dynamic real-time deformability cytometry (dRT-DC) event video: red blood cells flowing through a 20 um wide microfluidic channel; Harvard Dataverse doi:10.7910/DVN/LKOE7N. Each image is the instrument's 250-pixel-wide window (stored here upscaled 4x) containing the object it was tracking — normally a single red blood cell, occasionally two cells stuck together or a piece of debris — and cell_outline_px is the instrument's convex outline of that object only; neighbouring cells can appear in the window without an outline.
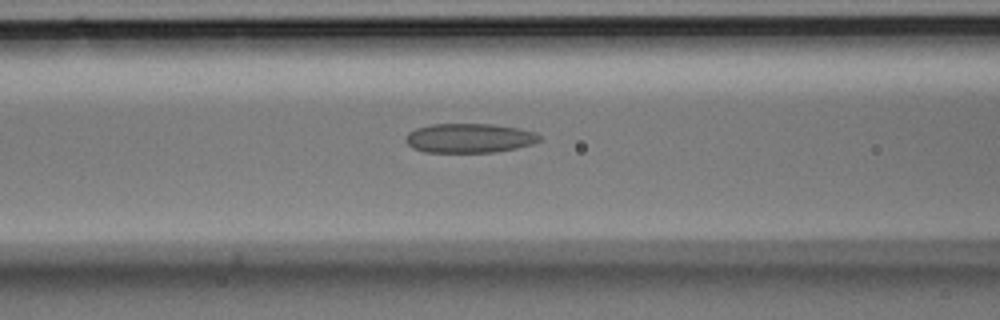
{"species": "Egyptian fruit bat (a non-hibernating species)", "species_latin": "Rousettus aegyptiacus", "temperature_condition": "room temperature", "stored_images_in_passage": 45, "camera_frame_rate_fps": 3000, "um_per_image_px": 0.085, "animal": {"sex": "male"}, "frame": {"image": 1, "passage_image": 18, "time_ms": 5.667, "image_size_px": [1000, 320], "cell_outline_px": [[540, 140], [532, 144], [516, 148], [496, 152], [424, 152], [412, 148], [404, 140], [404, 136], [408, 132], [416, 128], [432, 124], [492, 124], [520, 128], [536, 132], [540, 136]], "centroid_in_image_um": [39.87, 11.74], "position_along_channel_um": 126.7, "area_um2": 23.06}}
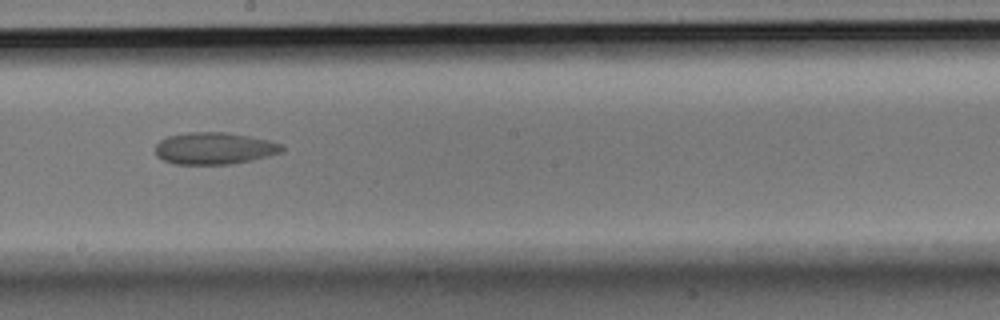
{"frame": {"image": 2, "passage_image": 25, "time_ms": 8.0, "image_size_px": [1000, 320], "cell_outline_px": [[284, 148], [280, 152], [268, 156], [252, 160], [232, 164], [176, 164], [164, 160], [156, 156], [156, 144], [160, 140], [168, 136], [188, 132], [228, 132], [268, 140], [280, 144]], "centroid_in_image_um": [18.19, 12.61], "position_along_channel_um": 230.0, "area_um2": 23.47}}
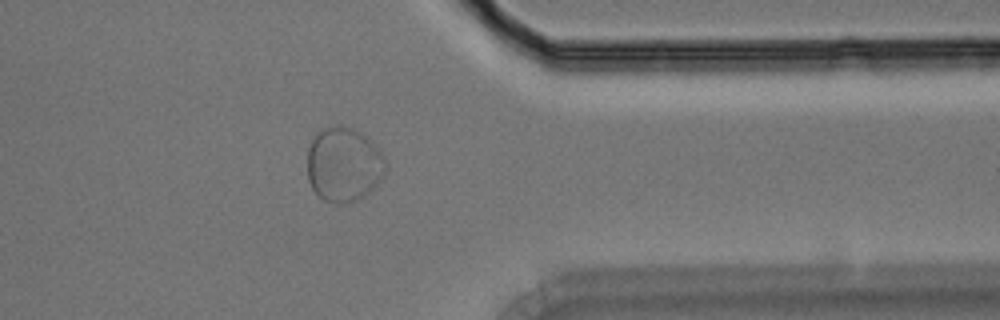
{"frame": {"image": 3, "passage_image": 36, "time_ms": 11.667, "image_size_px": [1000, 320], "cell_outline_px": [[388, 168], [384, 176], [368, 192], [356, 200], [348, 204], [324, 200], [312, 188], [308, 180], [308, 148], [316, 132], [324, 128], [352, 128], [360, 132], [380, 152], [388, 164]], "centroid_in_image_um": [29.22, 14.01], "position_along_channel_um": 382.2, "area_um2": 33.41}}